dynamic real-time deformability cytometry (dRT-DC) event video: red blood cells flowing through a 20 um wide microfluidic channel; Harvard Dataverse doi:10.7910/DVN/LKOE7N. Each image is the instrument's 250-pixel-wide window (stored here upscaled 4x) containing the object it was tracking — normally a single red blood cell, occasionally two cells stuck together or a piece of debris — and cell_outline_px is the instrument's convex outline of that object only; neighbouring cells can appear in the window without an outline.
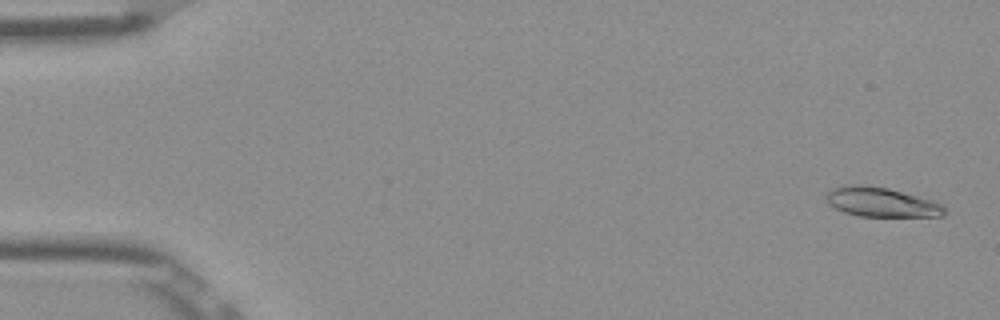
{"species": "Egyptian fruit bat (a non-hibernating species)", "species_latin": "Rousettus aegyptiacus", "temperature_condition": "room temperature", "stored_images_in_passage": 52, "camera_frame_rate_fps": 3000, "um_per_image_px": 0.085, "frame": {"image": 1, "passage_image": 2, "time_ms": 0.333, "image_size_px": [1000, 320], "cell_outline_px": [[944, 216], [860, 216], [844, 212], [828, 204], [828, 192], [832, 188], [844, 184], [864, 184], [888, 188], [932, 200], [944, 204]], "centroid_in_image_um": [74.91, 17.17], "position_along_channel_um": 10.1, "area_um2": 20.23}}
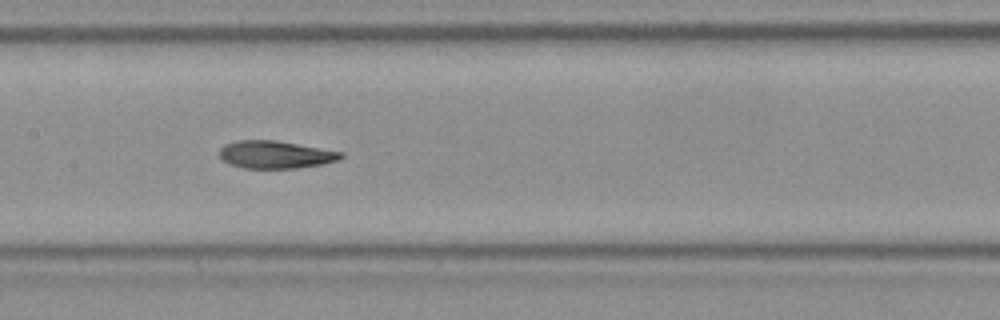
{"frame": {"image": 2, "passage_image": 26, "time_ms": 8.333, "image_size_px": [1000, 320], "cell_outline_px": [[344, 156], [340, 160], [324, 164], [296, 168], [244, 168], [220, 160], [220, 148], [224, 144], [236, 140], [276, 140], [344, 152]], "centroid_in_image_um": [23.43, 13.14], "position_along_channel_um": 184.0, "area_um2": 19.71}}
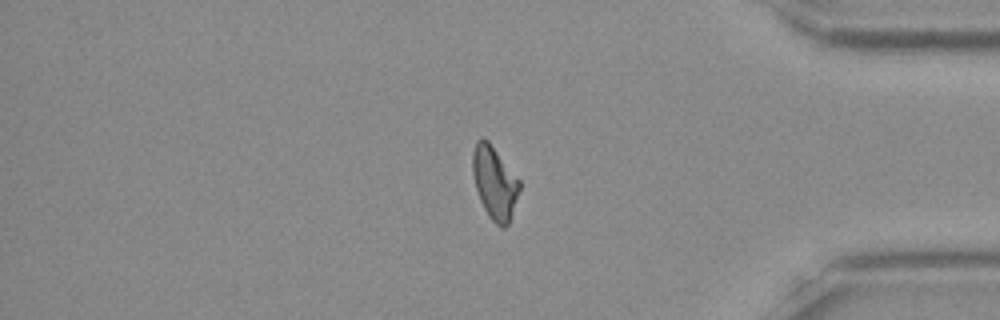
{"frame": {"image": 3, "passage_image": 44, "time_ms": 14.333, "image_size_px": [1000, 320], "cell_outline_px": [[520, 188], [508, 224], [504, 228], [500, 228], [488, 216], [480, 200], [476, 188], [472, 172], [472, 152], [476, 140], [484, 136], [488, 140], [520, 180]], "centroid_in_image_um": [42.02, 15.5], "position_along_channel_um": 393.2, "area_um2": 19.88}, "authors_computed_cell_mechanics": {"area_um2": 19.9699, "velocity_mm_per_s": 3.8944, "shape_relaxation_time_tau1_ms": 5.3047, "shape_relaxation_time_tau2_ms": 2.4863, "deformation_change_tau1": 0.1873, "deformation_change_tau2": 0.0969}}